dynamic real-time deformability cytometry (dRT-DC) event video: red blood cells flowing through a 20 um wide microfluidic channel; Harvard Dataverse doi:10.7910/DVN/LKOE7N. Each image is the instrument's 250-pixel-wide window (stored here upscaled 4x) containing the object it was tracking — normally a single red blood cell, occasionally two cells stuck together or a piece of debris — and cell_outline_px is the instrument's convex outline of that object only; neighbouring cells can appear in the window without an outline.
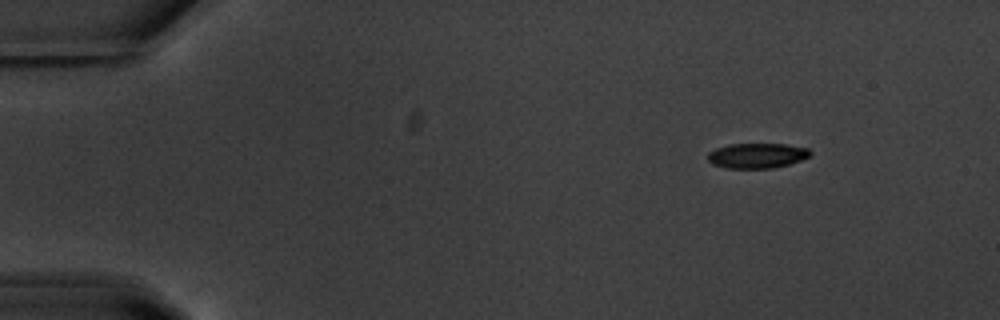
{"species": "common noctule bat (a hibernating species)", "species_latin": "Nyctalus noctula", "temperature_condition": "warm", "stored_images_in_passage": 49, "camera_frame_rate_fps": 3000, "um_per_image_px": 0.085, "animal": {"sex": "male", "body_mass_g": 20.1, "forearm_length_mm": 53.5}, "frame": {"image": 1, "passage_image": 1, "time_ms": 0.0, "image_size_px": [1000, 320], "cell_outline_px": [[812, 152], [808, 156], [800, 160], [788, 164], [772, 168], [728, 168], [712, 164], [708, 160], [708, 152], [716, 148], [728, 144], [788, 144], [808, 148]], "centroid_in_image_um": [64.33, 13.22], "position_along_channel_um": 20.7, "area_um2": 14.91}}
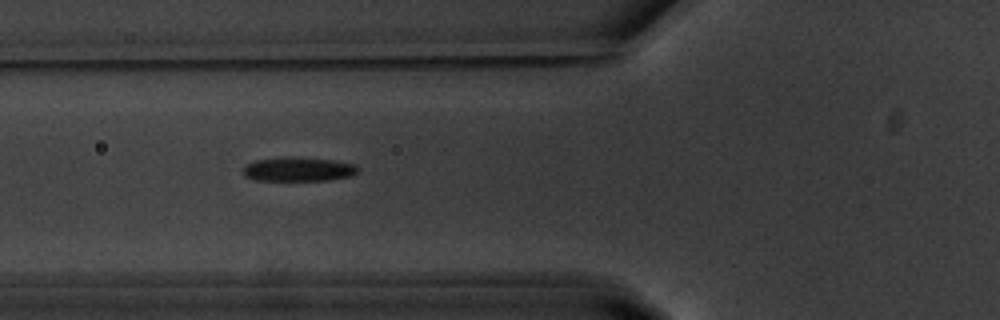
{"frame": {"image": 2, "passage_image": 15, "time_ms": 4.667, "image_size_px": [1000, 320], "cell_outline_px": [[360, 168], [352, 176], [328, 180], [252, 180], [244, 176], [240, 172], [248, 164], [256, 160], [288, 156], [292, 156], [332, 160], [352, 164]], "centroid_in_image_um": [25.32, 14.38], "position_along_channel_um": 100.5, "area_um2": 16.18}}
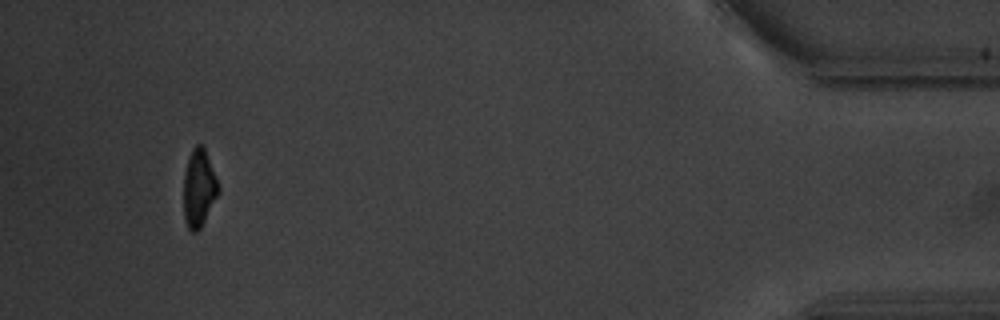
{"frame": {"image": 3, "passage_image": 46, "time_ms": 15.0, "image_size_px": [1000, 320], "cell_outline_px": [[220, 192], [200, 228], [196, 232], [192, 232], [188, 228], [184, 220], [184, 172], [188, 156], [192, 148], [196, 144], [200, 144], [204, 148], [220, 188]], "centroid_in_image_um": [16.9, 16.0], "position_along_channel_um": 418.3, "area_um2": 15.66}, "authors_computed_cell_mechanics": {"area_um2": 16.3574, "velocity_mm_per_s": 3.7213, "shape_relaxation_time_tau1_ms": 3.3506, "shape_relaxation_time_tau2_ms": 4.7331, "deformation_change_tau1": 0.1351, "deformation_change_tau2": 0.1086}}